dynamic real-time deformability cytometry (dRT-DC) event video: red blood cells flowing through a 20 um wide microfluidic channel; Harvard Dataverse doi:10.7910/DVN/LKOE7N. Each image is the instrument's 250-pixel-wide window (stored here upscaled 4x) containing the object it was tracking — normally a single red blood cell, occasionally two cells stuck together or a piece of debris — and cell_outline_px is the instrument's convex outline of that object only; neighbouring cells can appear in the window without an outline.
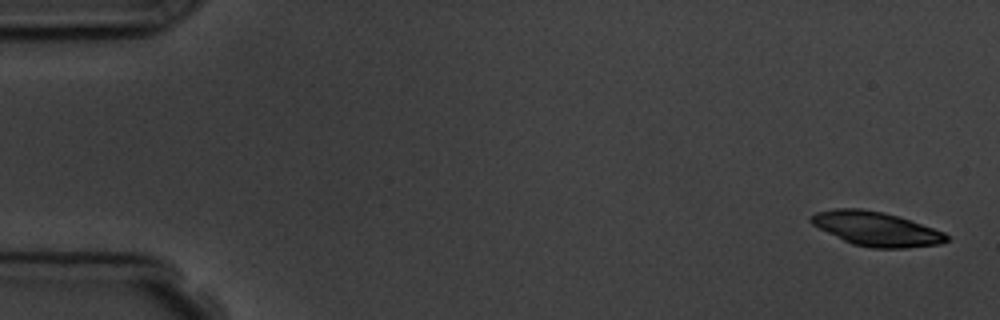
{"species": "common noctule bat (a hibernating species)", "species_latin": "Nyctalus noctula", "temperature_condition": "room temperature", "stored_images_in_passage": 5, "camera_frame_rate_fps": 3000, "um_per_image_px": 0.085, "animal": {"sex": "male", "body_mass_g": 19.5, "forearm_length_mm": 54.6}, "frame": {"image": 1, "passage_image": 1, "time_ms": 0.0, "image_size_px": [1000, 320], "cell_outline_px": [[948, 240], [940, 244], [904, 248], [872, 248], [852, 244], [812, 224], [808, 220], [816, 212], [836, 208], [860, 208], [884, 212], [944, 232], [948, 236]], "centroid_in_image_um": [74.46, 19.45], "position_along_channel_um": 10.5, "area_um2": 26.59}}